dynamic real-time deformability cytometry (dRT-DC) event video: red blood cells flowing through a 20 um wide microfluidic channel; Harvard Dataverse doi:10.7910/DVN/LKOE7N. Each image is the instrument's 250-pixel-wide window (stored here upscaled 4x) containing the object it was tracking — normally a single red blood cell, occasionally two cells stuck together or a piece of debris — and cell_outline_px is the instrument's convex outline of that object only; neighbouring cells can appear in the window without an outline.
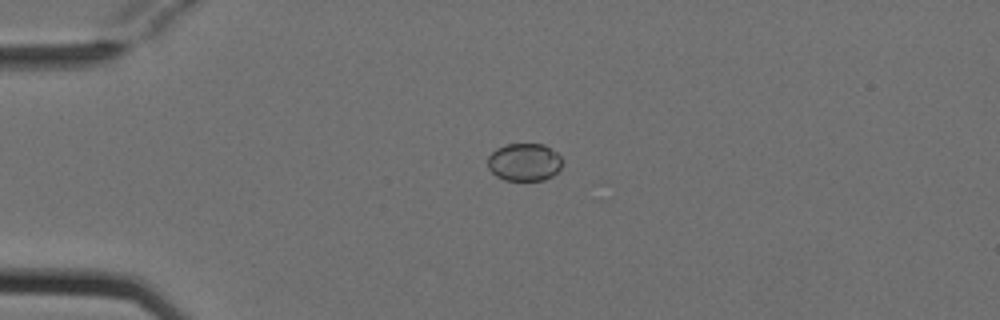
{"species": "Egyptian fruit bat (a non-hibernating species)", "species_latin": "Rousettus aegyptiacus", "temperature_condition": "cold", "stored_images_in_passage": 2, "camera_frame_rate_fps": 3000, "um_per_image_px": 0.085, "animal": {"sex": "female"}, "frame": {"image": 1, "passage_image": 1, "time_ms": 0.0, "image_size_px": [1000, 320], "cell_outline_px": [[560, 168], [552, 176], [544, 180], [504, 180], [496, 176], [488, 168], [488, 156], [496, 148], [508, 144], [544, 144], [556, 152], [560, 156]], "centroid_in_image_um": [44.54, 13.78], "position_along_channel_um": 40.5, "area_um2": 16.3}}